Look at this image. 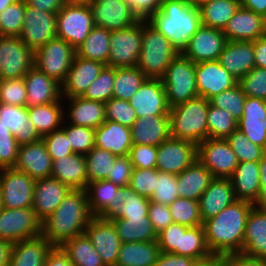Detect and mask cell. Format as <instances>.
<instances>
[{
	"instance_id": "cell-9",
	"label": "cell",
	"mask_w": 266,
	"mask_h": 266,
	"mask_svg": "<svg viewBox=\"0 0 266 266\" xmlns=\"http://www.w3.org/2000/svg\"><path fill=\"white\" fill-rule=\"evenodd\" d=\"M42 235V222L32 207L0 211V239L10 243Z\"/></svg>"
},
{
	"instance_id": "cell-49",
	"label": "cell",
	"mask_w": 266,
	"mask_h": 266,
	"mask_svg": "<svg viewBox=\"0 0 266 266\" xmlns=\"http://www.w3.org/2000/svg\"><path fill=\"white\" fill-rule=\"evenodd\" d=\"M150 200L134 192L129 186L123 187V200L118 207L106 218L117 217H147Z\"/></svg>"
},
{
	"instance_id": "cell-60",
	"label": "cell",
	"mask_w": 266,
	"mask_h": 266,
	"mask_svg": "<svg viewBox=\"0 0 266 266\" xmlns=\"http://www.w3.org/2000/svg\"><path fill=\"white\" fill-rule=\"evenodd\" d=\"M129 187L140 196L150 199L156 187V168H133Z\"/></svg>"
},
{
	"instance_id": "cell-53",
	"label": "cell",
	"mask_w": 266,
	"mask_h": 266,
	"mask_svg": "<svg viewBox=\"0 0 266 266\" xmlns=\"http://www.w3.org/2000/svg\"><path fill=\"white\" fill-rule=\"evenodd\" d=\"M246 97L239 84H237L235 87L212 97L210 103L222 110H227L238 121L243 115Z\"/></svg>"
},
{
	"instance_id": "cell-64",
	"label": "cell",
	"mask_w": 266,
	"mask_h": 266,
	"mask_svg": "<svg viewBox=\"0 0 266 266\" xmlns=\"http://www.w3.org/2000/svg\"><path fill=\"white\" fill-rule=\"evenodd\" d=\"M182 225L172 223L157 234V242L161 252L177 254L181 249Z\"/></svg>"
},
{
	"instance_id": "cell-14",
	"label": "cell",
	"mask_w": 266,
	"mask_h": 266,
	"mask_svg": "<svg viewBox=\"0 0 266 266\" xmlns=\"http://www.w3.org/2000/svg\"><path fill=\"white\" fill-rule=\"evenodd\" d=\"M57 13L44 12L25 3L23 28L19 38L33 51L57 37Z\"/></svg>"
},
{
	"instance_id": "cell-55",
	"label": "cell",
	"mask_w": 266,
	"mask_h": 266,
	"mask_svg": "<svg viewBox=\"0 0 266 266\" xmlns=\"http://www.w3.org/2000/svg\"><path fill=\"white\" fill-rule=\"evenodd\" d=\"M226 140L236 154L238 162L260 161L263 158V148L253 144L238 128Z\"/></svg>"
},
{
	"instance_id": "cell-39",
	"label": "cell",
	"mask_w": 266,
	"mask_h": 266,
	"mask_svg": "<svg viewBox=\"0 0 266 266\" xmlns=\"http://www.w3.org/2000/svg\"><path fill=\"white\" fill-rule=\"evenodd\" d=\"M160 253L157 240L122 243L115 266H154Z\"/></svg>"
},
{
	"instance_id": "cell-8",
	"label": "cell",
	"mask_w": 266,
	"mask_h": 266,
	"mask_svg": "<svg viewBox=\"0 0 266 266\" xmlns=\"http://www.w3.org/2000/svg\"><path fill=\"white\" fill-rule=\"evenodd\" d=\"M75 55L76 50L69 43L56 37L34 51V66L62 84Z\"/></svg>"
},
{
	"instance_id": "cell-4",
	"label": "cell",
	"mask_w": 266,
	"mask_h": 266,
	"mask_svg": "<svg viewBox=\"0 0 266 266\" xmlns=\"http://www.w3.org/2000/svg\"><path fill=\"white\" fill-rule=\"evenodd\" d=\"M210 100L196 96L169 110L171 138L196 145L208 138L207 112Z\"/></svg>"
},
{
	"instance_id": "cell-24",
	"label": "cell",
	"mask_w": 266,
	"mask_h": 266,
	"mask_svg": "<svg viewBox=\"0 0 266 266\" xmlns=\"http://www.w3.org/2000/svg\"><path fill=\"white\" fill-rule=\"evenodd\" d=\"M222 31L227 41H255L265 36L266 18L240 6Z\"/></svg>"
},
{
	"instance_id": "cell-75",
	"label": "cell",
	"mask_w": 266,
	"mask_h": 266,
	"mask_svg": "<svg viewBox=\"0 0 266 266\" xmlns=\"http://www.w3.org/2000/svg\"><path fill=\"white\" fill-rule=\"evenodd\" d=\"M261 183V190L258 199L253 204L254 207L266 211V182Z\"/></svg>"
},
{
	"instance_id": "cell-71",
	"label": "cell",
	"mask_w": 266,
	"mask_h": 266,
	"mask_svg": "<svg viewBox=\"0 0 266 266\" xmlns=\"http://www.w3.org/2000/svg\"><path fill=\"white\" fill-rule=\"evenodd\" d=\"M44 266H73L68 259V256L61 250L60 247H53L48 253Z\"/></svg>"
},
{
	"instance_id": "cell-65",
	"label": "cell",
	"mask_w": 266,
	"mask_h": 266,
	"mask_svg": "<svg viewBox=\"0 0 266 266\" xmlns=\"http://www.w3.org/2000/svg\"><path fill=\"white\" fill-rule=\"evenodd\" d=\"M132 171L133 165L129 156H118L106 180L112 181L119 187L129 186Z\"/></svg>"
},
{
	"instance_id": "cell-29",
	"label": "cell",
	"mask_w": 266,
	"mask_h": 266,
	"mask_svg": "<svg viewBox=\"0 0 266 266\" xmlns=\"http://www.w3.org/2000/svg\"><path fill=\"white\" fill-rule=\"evenodd\" d=\"M217 61L239 81L255 67L253 41H227Z\"/></svg>"
},
{
	"instance_id": "cell-19",
	"label": "cell",
	"mask_w": 266,
	"mask_h": 266,
	"mask_svg": "<svg viewBox=\"0 0 266 266\" xmlns=\"http://www.w3.org/2000/svg\"><path fill=\"white\" fill-rule=\"evenodd\" d=\"M138 118L169 115L165 87L161 79L147 78L129 100Z\"/></svg>"
},
{
	"instance_id": "cell-58",
	"label": "cell",
	"mask_w": 266,
	"mask_h": 266,
	"mask_svg": "<svg viewBox=\"0 0 266 266\" xmlns=\"http://www.w3.org/2000/svg\"><path fill=\"white\" fill-rule=\"evenodd\" d=\"M104 104L106 120L108 121H114L131 128L138 119L135 110L127 100L111 98Z\"/></svg>"
},
{
	"instance_id": "cell-68",
	"label": "cell",
	"mask_w": 266,
	"mask_h": 266,
	"mask_svg": "<svg viewBox=\"0 0 266 266\" xmlns=\"http://www.w3.org/2000/svg\"><path fill=\"white\" fill-rule=\"evenodd\" d=\"M221 266H266V260L249 258L240 253L223 254Z\"/></svg>"
},
{
	"instance_id": "cell-16",
	"label": "cell",
	"mask_w": 266,
	"mask_h": 266,
	"mask_svg": "<svg viewBox=\"0 0 266 266\" xmlns=\"http://www.w3.org/2000/svg\"><path fill=\"white\" fill-rule=\"evenodd\" d=\"M88 5L94 25L109 31L126 29L140 21L126 0H96Z\"/></svg>"
},
{
	"instance_id": "cell-62",
	"label": "cell",
	"mask_w": 266,
	"mask_h": 266,
	"mask_svg": "<svg viewBox=\"0 0 266 266\" xmlns=\"http://www.w3.org/2000/svg\"><path fill=\"white\" fill-rule=\"evenodd\" d=\"M46 149L52 161L64 156L73 154L70 142L63 128L53 131L52 133L42 137Z\"/></svg>"
},
{
	"instance_id": "cell-20",
	"label": "cell",
	"mask_w": 266,
	"mask_h": 266,
	"mask_svg": "<svg viewBox=\"0 0 266 266\" xmlns=\"http://www.w3.org/2000/svg\"><path fill=\"white\" fill-rule=\"evenodd\" d=\"M195 75L198 96H202L207 100L238 84V80L218 61L197 63Z\"/></svg>"
},
{
	"instance_id": "cell-38",
	"label": "cell",
	"mask_w": 266,
	"mask_h": 266,
	"mask_svg": "<svg viewBox=\"0 0 266 266\" xmlns=\"http://www.w3.org/2000/svg\"><path fill=\"white\" fill-rule=\"evenodd\" d=\"M213 179L212 173L196 159L188 168L177 175L178 195L199 201L200 196Z\"/></svg>"
},
{
	"instance_id": "cell-54",
	"label": "cell",
	"mask_w": 266,
	"mask_h": 266,
	"mask_svg": "<svg viewBox=\"0 0 266 266\" xmlns=\"http://www.w3.org/2000/svg\"><path fill=\"white\" fill-rule=\"evenodd\" d=\"M62 128L66 132L74 153L86 155L94 147L95 129L68 124L65 121Z\"/></svg>"
},
{
	"instance_id": "cell-11",
	"label": "cell",
	"mask_w": 266,
	"mask_h": 266,
	"mask_svg": "<svg viewBox=\"0 0 266 266\" xmlns=\"http://www.w3.org/2000/svg\"><path fill=\"white\" fill-rule=\"evenodd\" d=\"M142 20L122 30L111 31L108 65L136 67L142 49Z\"/></svg>"
},
{
	"instance_id": "cell-45",
	"label": "cell",
	"mask_w": 266,
	"mask_h": 266,
	"mask_svg": "<svg viewBox=\"0 0 266 266\" xmlns=\"http://www.w3.org/2000/svg\"><path fill=\"white\" fill-rule=\"evenodd\" d=\"M177 255L191 257L197 261L205 260L212 256L206 244L203 225L195 227L182 225L181 249H177Z\"/></svg>"
},
{
	"instance_id": "cell-61",
	"label": "cell",
	"mask_w": 266,
	"mask_h": 266,
	"mask_svg": "<svg viewBox=\"0 0 266 266\" xmlns=\"http://www.w3.org/2000/svg\"><path fill=\"white\" fill-rule=\"evenodd\" d=\"M19 145L8 127L0 123V169L15 165Z\"/></svg>"
},
{
	"instance_id": "cell-3",
	"label": "cell",
	"mask_w": 266,
	"mask_h": 266,
	"mask_svg": "<svg viewBox=\"0 0 266 266\" xmlns=\"http://www.w3.org/2000/svg\"><path fill=\"white\" fill-rule=\"evenodd\" d=\"M146 21L167 38L179 53L202 25L199 9L185 0H163L161 8Z\"/></svg>"
},
{
	"instance_id": "cell-69",
	"label": "cell",
	"mask_w": 266,
	"mask_h": 266,
	"mask_svg": "<svg viewBox=\"0 0 266 266\" xmlns=\"http://www.w3.org/2000/svg\"><path fill=\"white\" fill-rule=\"evenodd\" d=\"M196 263L191 257L161 252L154 266H194Z\"/></svg>"
},
{
	"instance_id": "cell-42",
	"label": "cell",
	"mask_w": 266,
	"mask_h": 266,
	"mask_svg": "<svg viewBox=\"0 0 266 266\" xmlns=\"http://www.w3.org/2000/svg\"><path fill=\"white\" fill-rule=\"evenodd\" d=\"M240 6V0H210L198 8L201 24L223 30Z\"/></svg>"
},
{
	"instance_id": "cell-48",
	"label": "cell",
	"mask_w": 266,
	"mask_h": 266,
	"mask_svg": "<svg viewBox=\"0 0 266 266\" xmlns=\"http://www.w3.org/2000/svg\"><path fill=\"white\" fill-rule=\"evenodd\" d=\"M116 156L111 152L93 147L86 155V170L88 183L105 180L111 172Z\"/></svg>"
},
{
	"instance_id": "cell-5",
	"label": "cell",
	"mask_w": 266,
	"mask_h": 266,
	"mask_svg": "<svg viewBox=\"0 0 266 266\" xmlns=\"http://www.w3.org/2000/svg\"><path fill=\"white\" fill-rule=\"evenodd\" d=\"M141 44L137 67L147 78L161 79L179 52L146 20H142Z\"/></svg>"
},
{
	"instance_id": "cell-80",
	"label": "cell",
	"mask_w": 266,
	"mask_h": 266,
	"mask_svg": "<svg viewBox=\"0 0 266 266\" xmlns=\"http://www.w3.org/2000/svg\"><path fill=\"white\" fill-rule=\"evenodd\" d=\"M65 3H88L90 0H64Z\"/></svg>"
},
{
	"instance_id": "cell-47",
	"label": "cell",
	"mask_w": 266,
	"mask_h": 266,
	"mask_svg": "<svg viewBox=\"0 0 266 266\" xmlns=\"http://www.w3.org/2000/svg\"><path fill=\"white\" fill-rule=\"evenodd\" d=\"M207 125L209 139H227L237 129L238 121L227 110H222L210 103Z\"/></svg>"
},
{
	"instance_id": "cell-28",
	"label": "cell",
	"mask_w": 266,
	"mask_h": 266,
	"mask_svg": "<svg viewBox=\"0 0 266 266\" xmlns=\"http://www.w3.org/2000/svg\"><path fill=\"white\" fill-rule=\"evenodd\" d=\"M62 99H66L69 104L64 109L66 123L96 129L106 121L104 103L88 100L82 96Z\"/></svg>"
},
{
	"instance_id": "cell-34",
	"label": "cell",
	"mask_w": 266,
	"mask_h": 266,
	"mask_svg": "<svg viewBox=\"0 0 266 266\" xmlns=\"http://www.w3.org/2000/svg\"><path fill=\"white\" fill-rule=\"evenodd\" d=\"M132 143L159 146L170 138L169 115H155L138 118L131 127Z\"/></svg>"
},
{
	"instance_id": "cell-67",
	"label": "cell",
	"mask_w": 266,
	"mask_h": 266,
	"mask_svg": "<svg viewBox=\"0 0 266 266\" xmlns=\"http://www.w3.org/2000/svg\"><path fill=\"white\" fill-rule=\"evenodd\" d=\"M133 12L140 20H147L156 13L162 5L163 0H126Z\"/></svg>"
},
{
	"instance_id": "cell-2",
	"label": "cell",
	"mask_w": 266,
	"mask_h": 266,
	"mask_svg": "<svg viewBox=\"0 0 266 266\" xmlns=\"http://www.w3.org/2000/svg\"><path fill=\"white\" fill-rule=\"evenodd\" d=\"M85 190L71 189L56 210L42 221V235L53 247L82 235L92 218Z\"/></svg>"
},
{
	"instance_id": "cell-41",
	"label": "cell",
	"mask_w": 266,
	"mask_h": 266,
	"mask_svg": "<svg viewBox=\"0 0 266 266\" xmlns=\"http://www.w3.org/2000/svg\"><path fill=\"white\" fill-rule=\"evenodd\" d=\"M122 243L156 241L149 217H117L110 220Z\"/></svg>"
},
{
	"instance_id": "cell-31",
	"label": "cell",
	"mask_w": 266,
	"mask_h": 266,
	"mask_svg": "<svg viewBox=\"0 0 266 266\" xmlns=\"http://www.w3.org/2000/svg\"><path fill=\"white\" fill-rule=\"evenodd\" d=\"M0 123L9 128L19 146L42 139L29 120L27 107L0 103Z\"/></svg>"
},
{
	"instance_id": "cell-26",
	"label": "cell",
	"mask_w": 266,
	"mask_h": 266,
	"mask_svg": "<svg viewBox=\"0 0 266 266\" xmlns=\"http://www.w3.org/2000/svg\"><path fill=\"white\" fill-rule=\"evenodd\" d=\"M23 78L27 92V108L58 102L62 99L61 84L35 66Z\"/></svg>"
},
{
	"instance_id": "cell-35",
	"label": "cell",
	"mask_w": 266,
	"mask_h": 266,
	"mask_svg": "<svg viewBox=\"0 0 266 266\" xmlns=\"http://www.w3.org/2000/svg\"><path fill=\"white\" fill-rule=\"evenodd\" d=\"M51 177L73 190H85L88 184L85 155L73 153L55 159Z\"/></svg>"
},
{
	"instance_id": "cell-50",
	"label": "cell",
	"mask_w": 266,
	"mask_h": 266,
	"mask_svg": "<svg viewBox=\"0 0 266 266\" xmlns=\"http://www.w3.org/2000/svg\"><path fill=\"white\" fill-rule=\"evenodd\" d=\"M168 207L174 223L187 227L203 225L199 201L178 197Z\"/></svg>"
},
{
	"instance_id": "cell-46",
	"label": "cell",
	"mask_w": 266,
	"mask_h": 266,
	"mask_svg": "<svg viewBox=\"0 0 266 266\" xmlns=\"http://www.w3.org/2000/svg\"><path fill=\"white\" fill-rule=\"evenodd\" d=\"M146 79L137 66L115 68L113 98L129 101Z\"/></svg>"
},
{
	"instance_id": "cell-77",
	"label": "cell",
	"mask_w": 266,
	"mask_h": 266,
	"mask_svg": "<svg viewBox=\"0 0 266 266\" xmlns=\"http://www.w3.org/2000/svg\"><path fill=\"white\" fill-rule=\"evenodd\" d=\"M260 182H266V159L263 157L259 161Z\"/></svg>"
},
{
	"instance_id": "cell-40",
	"label": "cell",
	"mask_w": 266,
	"mask_h": 266,
	"mask_svg": "<svg viewBox=\"0 0 266 266\" xmlns=\"http://www.w3.org/2000/svg\"><path fill=\"white\" fill-rule=\"evenodd\" d=\"M65 103L66 102L61 99L58 102L27 108L29 120L35 125L41 137L62 128L65 121V110H63L66 107Z\"/></svg>"
},
{
	"instance_id": "cell-37",
	"label": "cell",
	"mask_w": 266,
	"mask_h": 266,
	"mask_svg": "<svg viewBox=\"0 0 266 266\" xmlns=\"http://www.w3.org/2000/svg\"><path fill=\"white\" fill-rule=\"evenodd\" d=\"M53 246L43 235L12 244L8 266H44Z\"/></svg>"
},
{
	"instance_id": "cell-12",
	"label": "cell",
	"mask_w": 266,
	"mask_h": 266,
	"mask_svg": "<svg viewBox=\"0 0 266 266\" xmlns=\"http://www.w3.org/2000/svg\"><path fill=\"white\" fill-rule=\"evenodd\" d=\"M197 160L214 178H230L238 159L226 139H205L197 145Z\"/></svg>"
},
{
	"instance_id": "cell-66",
	"label": "cell",
	"mask_w": 266,
	"mask_h": 266,
	"mask_svg": "<svg viewBox=\"0 0 266 266\" xmlns=\"http://www.w3.org/2000/svg\"><path fill=\"white\" fill-rule=\"evenodd\" d=\"M148 217L157 234L174 223L169 207L156 202L150 201Z\"/></svg>"
},
{
	"instance_id": "cell-74",
	"label": "cell",
	"mask_w": 266,
	"mask_h": 266,
	"mask_svg": "<svg viewBox=\"0 0 266 266\" xmlns=\"http://www.w3.org/2000/svg\"><path fill=\"white\" fill-rule=\"evenodd\" d=\"M12 243L0 239V266H8Z\"/></svg>"
},
{
	"instance_id": "cell-44",
	"label": "cell",
	"mask_w": 266,
	"mask_h": 266,
	"mask_svg": "<svg viewBox=\"0 0 266 266\" xmlns=\"http://www.w3.org/2000/svg\"><path fill=\"white\" fill-rule=\"evenodd\" d=\"M111 31L94 26L76 50V56L108 65Z\"/></svg>"
},
{
	"instance_id": "cell-73",
	"label": "cell",
	"mask_w": 266,
	"mask_h": 266,
	"mask_svg": "<svg viewBox=\"0 0 266 266\" xmlns=\"http://www.w3.org/2000/svg\"><path fill=\"white\" fill-rule=\"evenodd\" d=\"M241 6L266 18V0H240Z\"/></svg>"
},
{
	"instance_id": "cell-13",
	"label": "cell",
	"mask_w": 266,
	"mask_h": 266,
	"mask_svg": "<svg viewBox=\"0 0 266 266\" xmlns=\"http://www.w3.org/2000/svg\"><path fill=\"white\" fill-rule=\"evenodd\" d=\"M35 180L25 172L11 168L0 169L3 207L17 209L32 207Z\"/></svg>"
},
{
	"instance_id": "cell-36",
	"label": "cell",
	"mask_w": 266,
	"mask_h": 266,
	"mask_svg": "<svg viewBox=\"0 0 266 266\" xmlns=\"http://www.w3.org/2000/svg\"><path fill=\"white\" fill-rule=\"evenodd\" d=\"M229 179L237 200L256 202L261 190L259 161L239 162Z\"/></svg>"
},
{
	"instance_id": "cell-78",
	"label": "cell",
	"mask_w": 266,
	"mask_h": 266,
	"mask_svg": "<svg viewBox=\"0 0 266 266\" xmlns=\"http://www.w3.org/2000/svg\"><path fill=\"white\" fill-rule=\"evenodd\" d=\"M189 5L195 8H199L201 5H203L206 2H209L210 0H185Z\"/></svg>"
},
{
	"instance_id": "cell-79",
	"label": "cell",
	"mask_w": 266,
	"mask_h": 266,
	"mask_svg": "<svg viewBox=\"0 0 266 266\" xmlns=\"http://www.w3.org/2000/svg\"><path fill=\"white\" fill-rule=\"evenodd\" d=\"M18 0H0V13L10 4L15 3Z\"/></svg>"
},
{
	"instance_id": "cell-30",
	"label": "cell",
	"mask_w": 266,
	"mask_h": 266,
	"mask_svg": "<svg viewBox=\"0 0 266 266\" xmlns=\"http://www.w3.org/2000/svg\"><path fill=\"white\" fill-rule=\"evenodd\" d=\"M237 200L229 178H214L199 199L202 222L218 215Z\"/></svg>"
},
{
	"instance_id": "cell-43",
	"label": "cell",
	"mask_w": 266,
	"mask_h": 266,
	"mask_svg": "<svg viewBox=\"0 0 266 266\" xmlns=\"http://www.w3.org/2000/svg\"><path fill=\"white\" fill-rule=\"evenodd\" d=\"M60 248L73 266H105L85 233L66 241Z\"/></svg>"
},
{
	"instance_id": "cell-18",
	"label": "cell",
	"mask_w": 266,
	"mask_h": 266,
	"mask_svg": "<svg viewBox=\"0 0 266 266\" xmlns=\"http://www.w3.org/2000/svg\"><path fill=\"white\" fill-rule=\"evenodd\" d=\"M85 234L91 240L105 266H115L122 242L113 223L99 216H93Z\"/></svg>"
},
{
	"instance_id": "cell-10",
	"label": "cell",
	"mask_w": 266,
	"mask_h": 266,
	"mask_svg": "<svg viewBox=\"0 0 266 266\" xmlns=\"http://www.w3.org/2000/svg\"><path fill=\"white\" fill-rule=\"evenodd\" d=\"M34 66V51L19 37L0 35V79L23 78Z\"/></svg>"
},
{
	"instance_id": "cell-25",
	"label": "cell",
	"mask_w": 266,
	"mask_h": 266,
	"mask_svg": "<svg viewBox=\"0 0 266 266\" xmlns=\"http://www.w3.org/2000/svg\"><path fill=\"white\" fill-rule=\"evenodd\" d=\"M71 189L59 180L47 177L35 180L32 209L42 222L60 205Z\"/></svg>"
},
{
	"instance_id": "cell-32",
	"label": "cell",
	"mask_w": 266,
	"mask_h": 266,
	"mask_svg": "<svg viewBox=\"0 0 266 266\" xmlns=\"http://www.w3.org/2000/svg\"><path fill=\"white\" fill-rule=\"evenodd\" d=\"M254 259L266 260V211L252 207L245 227L243 249L240 253Z\"/></svg>"
},
{
	"instance_id": "cell-72",
	"label": "cell",
	"mask_w": 266,
	"mask_h": 266,
	"mask_svg": "<svg viewBox=\"0 0 266 266\" xmlns=\"http://www.w3.org/2000/svg\"><path fill=\"white\" fill-rule=\"evenodd\" d=\"M255 67L266 68V35L253 41Z\"/></svg>"
},
{
	"instance_id": "cell-33",
	"label": "cell",
	"mask_w": 266,
	"mask_h": 266,
	"mask_svg": "<svg viewBox=\"0 0 266 266\" xmlns=\"http://www.w3.org/2000/svg\"><path fill=\"white\" fill-rule=\"evenodd\" d=\"M131 128L106 120L95 129L94 147L107 150L116 157L128 156L132 147Z\"/></svg>"
},
{
	"instance_id": "cell-21",
	"label": "cell",
	"mask_w": 266,
	"mask_h": 266,
	"mask_svg": "<svg viewBox=\"0 0 266 266\" xmlns=\"http://www.w3.org/2000/svg\"><path fill=\"white\" fill-rule=\"evenodd\" d=\"M105 66V64L98 61L75 55L67 77L61 84L62 98L82 96Z\"/></svg>"
},
{
	"instance_id": "cell-56",
	"label": "cell",
	"mask_w": 266,
	"mask_h": 266,
	"mask_svg": "<svg viewBox=\"0 0 266 266\" xmlns=\"http://www.w3.org/2000/svg\"><path fill=\"white\" fill-rule=\"evenodd\" d=\"M176 187L177 175L161 172L156 168V187L149 200L169 206L179 197Z\"/></svg>"
},
{
	"instance_id": "cell-22",
	"label": "cell",
	"mask_w": 266,
	"mask_h": 266,
	"mask_svg": "<svg viewBox=\"0 0 266 266\" xmlns=\"http://www.w3.org/2000/svg\"><path fill=\"white\" fill-rule=\"evenodd\" d=\"M85 191L90 213L102 219H106L123 200V187L106 179L89 182Z\"/></svg>"
},
{
	"instance_id": "cell-63",
	"label": "cell",
	"mask_w": 266,
	"mask_h": 266,
	"mask_svg": "<svg viewBox=\"0 0 266 266\" xmlns=\"http://www.w3.org/2000/svg\"><path fill=\"white\" fill-rule=\"evenodd\" d=\"M128 156L133 168H156L157 147L155 146L134 144Z\"/></svg>"
},
{
	"instance_id": "cell-17",
	"label": "cell",
	"mask_w": 266,
	"mask_h": 266,
	"mask_svg": "<svg viewBox=\"0 0 266 266\" xmlns=\"http://www.w3.org/2000/svg\"><path fill=\"white\" fill-rule=\"evenodd\" d=\"M227 39L222 30L201 25L182 54L195 64L217 61Z\"/></svg>"
},
{
	"instance_id": "cell-27",
	"label": "cell",
	"mask_w": 266,
	"mask_h": 266,
	"mask_svg": "<svg viewBox=\"0 0 266 266\" xmlns=\"http://www.w3.org/2000/svg\"><path fill=\"white\" fill-rule=\"evenodd\" d=\"M237 128L256 145H266V100L246 97Z\"/></svg>"
},
{
	"instance_id": "cell-1",
	"label": "cell",
	"mask_w": 266,
	"mask_h": 266,
	"mask_svg": "<svg viewBox=\"0 0 266 266\" xmlns=\"http://www.w3.org/2000/svg\"><path fill=\"white\" fill-rule=\"evenodd\" d=\"M253 206L251 202L236 200L203 222L206 244L212 255L242 252L246 220Z\"/></svg>"
},
{
	"instance_id": "cell-70",
	"label": "cell",
	"mask_w": 266,
	"mask_h": 266,
	"mask_svg": "<svg viewBox=\"0 0 266 266\" xmlns=\"http://www.w3.org/2000/svg\"><path fill=\"white\" fill-rule=\"evenodd\" d=\"M31 7L44 12L57 13L65 4L64 0H25Z\"/></svg>"
},
{
	"instance_id": "cell-23",
	"label": "cell",
	"mask_w": 266,
	"mask_h": 266,
	"mask_svg": "<svg viewBox=\"0 0 266 266\" xmlns=\"http://www.w3.org/2000/svg\"><path fill=\"white\" fill-rule=\"evenodd\" d=\"M53 161L42 139L19 146L14 169L25 172L32 179L51 177Z\"/></svg>"
},
{
	"instance_id": "cell-52",
	"label": "cell",
	"mask_w": 266,
	"mask_h": 266,
	"mask_svg": "<svg viewBox=\"0 0 266 266\" xmlns=\"http://www.w3.org/2000/svg\"><path fill=\"white\" fill-rule=\"evenodd\" d=\"M25 0H18L0 13V35L19 37L23 28Z\"/></svg>"
},
{
	"instance_id": "cell-7",
	"label": "cell",
	"mask_w": 266,
	"mask_h": 266,
	"mask_svg": "<svg viewBox=\"0 0 266 266\" xmlns=\"http://www.w3.org/2000/svg\"><path fill=\"white\" fill-rule=\"evenodd\" d=\"M94 26L88 3H65L57 12V38L65 40L74 49L84 42Z\"/></svg>"
},
{
	"instance_id": "cell-51",
	"label": "cell",
	"mask_w": 266,
	"mask_h": 266,
	"mask_svg": "<svg viewBox=\"0 0 266 266\" xmlns=\"http://www.w3.org/2000/svg\"><path fill=\"white\" fill-rule=\"evenodd\" d=\"M115 68L105 66L100 75L88 86L83 98L105 103L113 98Z\"/></svg>"
},
{
	"instance_id": "cell-15",
	"label": "cell",
	"mask_w": 266,
	"mask_h": 266,
	"mask_svg": "<svg viewBox=\"0 0 266 266\" xmlns=\"http://www.w3.org/2000/svg\"><path fill=\"white\" fill-rule=\"evenodd\" d=\"M197 159V145L188 140L168 138L157 146L156 168L173 175L182 173Z\"/></svg>"
},
{
	"instance_id": "cell-6",
	"label": "cell",
	"mask_w": 266,
	"mask_h": 266,
	"mask_svg": "<svg viewBox=\"0 0 266 266\" xmlns=\"http://www.w3.org/2000/svg\"><path fill=\"white\" fill-rule=\"evenodd\" d=\"M195 69L196 64L182 53H178L171 61L161 78L169 108L198 96Z\"/></svg>"
},
{
	"instance_id": "cell-76",
	"label": "cell",
	"mask_w": 266,
	"mask_h": 266,
	"mask_svg": "<svg viewBox=\"0 0 266 266\" xmlns=\"http://www.w3.org/2000/svg\"><path fill=\"white\" fill-rule=\"evenodd\" d=\"M194 266H221V255H212L208 259L197 261Z\"/></svg>"
},
{
	"instance_id": "cell-59",
	"label": "cell",
	"mask_w": 266,
	"mask_h": 266,
	"mask_svg": "<svg viewBox=\"0 0 266 266\" xmlns=\"http://www.w3.org/2000/svg\"><path fill=\"white\" fill-rule=\"evenodd\" d=\"M238 84L247 97L266 100V68L254 67Z\"/></svg>"
},
{
	"instance_id": "cell-57",
	"label": "cell",
	"mask_w": 266,
	"mask_h": 266,
	"mask_svg": "<svg viewBox=\"0 0 266 266\" xmlns=\"http://www.w3.org/2000/svg\"><path fill=\"white\" fill-rule=\"evenodd\" d=\"M27 92L24 78L0 79V103L26 107Z\"/></svg>"
}]
</instances>
